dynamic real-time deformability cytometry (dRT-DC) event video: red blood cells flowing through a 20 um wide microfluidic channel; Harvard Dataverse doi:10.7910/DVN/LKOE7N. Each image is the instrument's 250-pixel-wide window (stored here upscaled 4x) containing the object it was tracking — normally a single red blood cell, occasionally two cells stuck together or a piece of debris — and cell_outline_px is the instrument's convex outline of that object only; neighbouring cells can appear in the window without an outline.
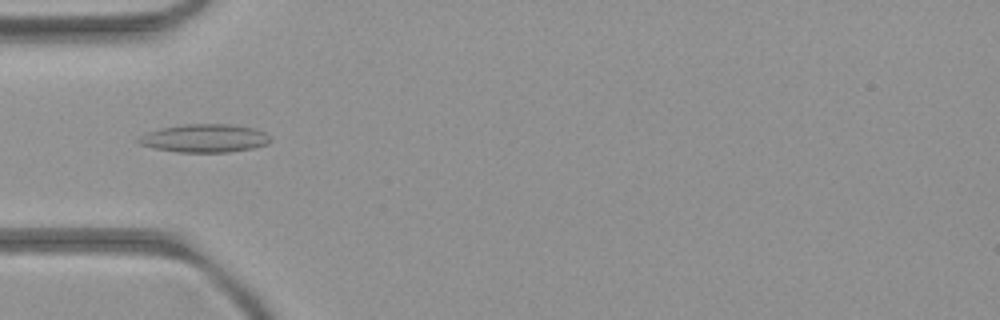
{"species": "common noctule bat (a hibernating species)", "species_latin": "Nyctalus noctula", "temperature_condition": "room temperature", "stored_images_in_passage": 5, "camera_frame_rate_fps": 3000, "um_per_image_px": 0.085, "animal": {"sex": "female", "body_mass_g": 21.9}, "frame": {"image": 1, "passage_image": 3, "time_ms": 2.333, "image_size_px": [1000, 320], "cell_outline_px": [[272, 140], [268, 144], [252, 148], [228, 152], [176, 152], [156, 148], [140, 144], [136, 140], [140, 136], [148, 132], [160, 128], [184, 124], [228, 124], [256, 128], [272, 136]], "centroid_in_image_um": [17.44, 11.74], "position_along_channel_um": 67.6, "area_um2": 21.73}}
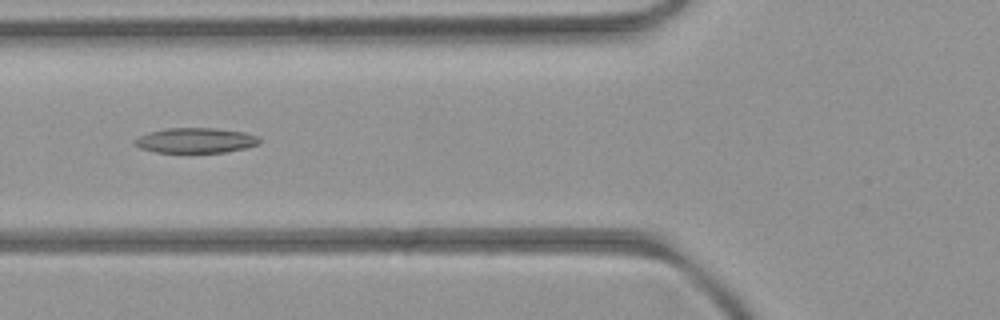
{"frame": {"image": 2, "passage_image": 4, "time_ms": 3.333, "image_size_px": [1000, 320], "cell_outline_px": [[260, 144], [244, 148], [224, 152], [156, 152], [140, 148], [132, 144], [132, 140], [148, 132], [168, 128], [212, 128], [244, 132], [256, 136], [260, 140]], "centroid_in_image_um": [16.58, 11.93], "position_along_channel_um": 109.2, "area_um2": 18.15}}
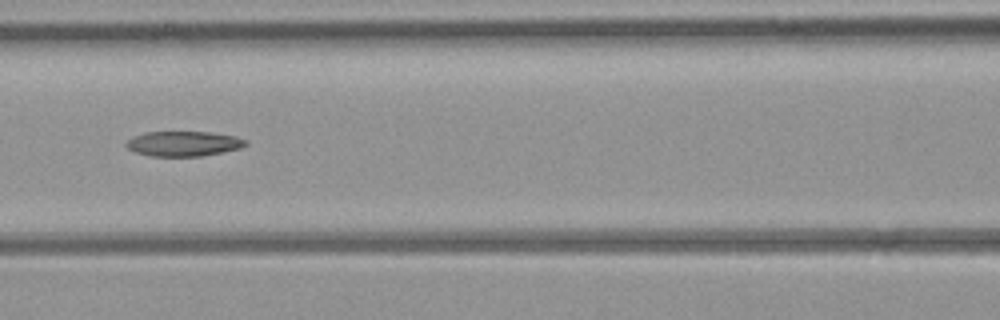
{"frame": {"image": 3, "passage_image": 5, "time_ms": 4.333, "image_size_px": [1000, 320], "cell_outline_px": [[248, 144], [240, 148], [200, 156], [148, 156], [136, 152], [128, 148], [124, 144], [132, 136], [144, 132], [208, 132], [236, 136], [248, 140]], "centroid_in_image_um": [15.58, 12.2], "position_along_channel_um": 151.0, "area_um2": 17.4}}